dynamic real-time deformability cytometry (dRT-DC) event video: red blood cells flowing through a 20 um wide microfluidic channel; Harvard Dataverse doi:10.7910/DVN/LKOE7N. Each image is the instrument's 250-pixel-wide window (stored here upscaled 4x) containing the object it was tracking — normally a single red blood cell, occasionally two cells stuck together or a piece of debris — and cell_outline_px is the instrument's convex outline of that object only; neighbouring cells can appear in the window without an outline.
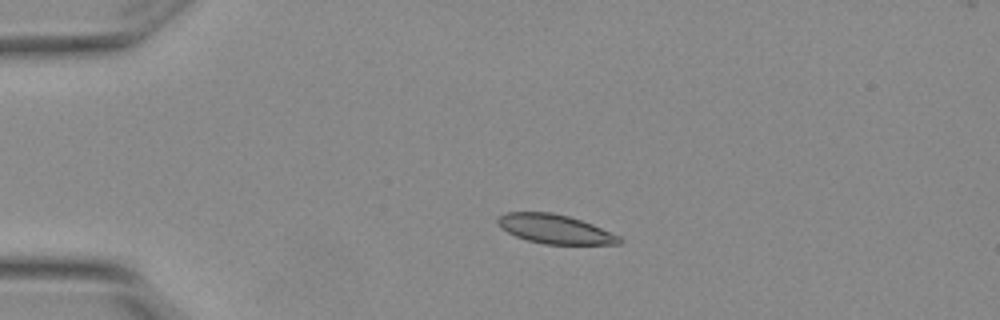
{"species": "Egyptian fruit bat (a non-hibernating species)", "species_latin": "Rousettus aegyptiacus", "temperature_condition": "warm", "stored_images_in_passage": 5, "camera_frame_rate_fps": 3000, "um_per_image_px": 0.085, "animal": {"sex": "female"}, "frame": {"image": 1, "passage_image": 4, "time_ms": 1.0, "image_size_px": [1000, 320], "cell_outline_px": [[624, 240], [620, 244], [544, 244], [528, 240], [516, 236], [500, 228], [496, 224], [496, 220], [504, 212], [552, 212], [568, 216], [592, 224], [620, 236]], "centroid_in_image_um": [47.15, 19.47], "position_along_channel_um": 37.8, "area_um2": 20.63}}